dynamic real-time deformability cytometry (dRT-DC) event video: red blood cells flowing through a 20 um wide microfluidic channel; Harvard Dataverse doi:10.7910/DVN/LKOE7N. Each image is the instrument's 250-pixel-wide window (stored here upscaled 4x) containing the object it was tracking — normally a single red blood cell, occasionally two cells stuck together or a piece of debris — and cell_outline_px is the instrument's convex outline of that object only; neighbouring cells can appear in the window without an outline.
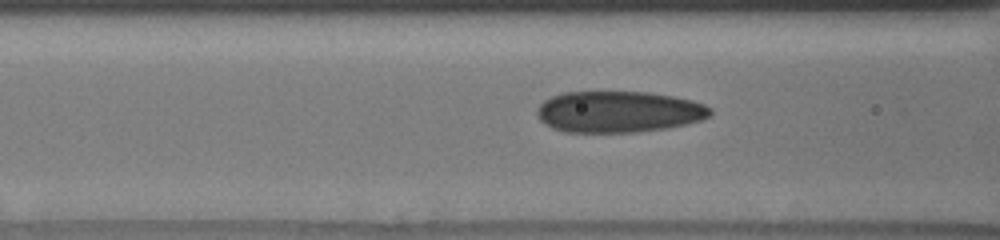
{"species": "human", "species_latin": "Homo sapiens", "temperature_condition": "cold", "stored_images_in_passage": 44, "camera_frame_rate_fps": 3000, "um_per_image_px": 0.085, "donor": {"sex": "male"}, "frame": {"image": 1, "passage_image": 19, "time_ms": 6.0, "image_size_px": [1000, 240], "cell_outline_px": [[712, 116], [688, 124], [668, 128], [636, 132], [564, 132], [552, 128], [544, 124], [540, 120], [536, 112], [536, 108], [544, 100], [552, 96], [564, 92], [648, 92], [672, 96], [692, 100], [704, 104], [712, 108]], "centroid_in_image_um": [52.59, 9.5], "position_along_channel_um": 114.0, "area_um2": 42.08}}
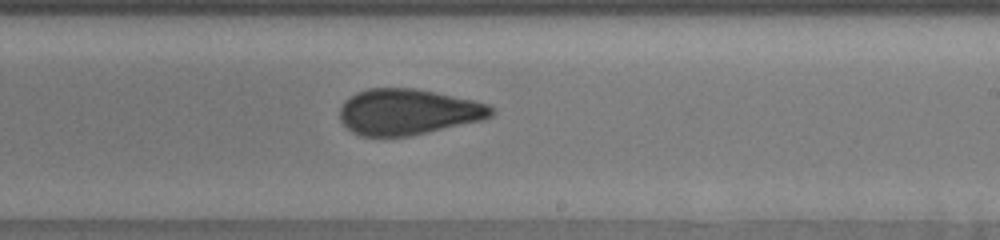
{"frame": {"image": 2, "passage_image": 30, "time_ms": 9.667, "image_size_px": [1000, 240], "cell_outline_px": [[496, 112], [492, 116], [484, 120], [412, 136], [360, 136], [352, 132], [340, 120], [340, 108], [344, 100], [348, 96], [356, 92], [368, 88], [416, 88], [436, 92], [472, 100], [488, 104], [496, 108]], "centroid_in_image_um": [34.7, 9.51], "position_along_channel_um": 254.3, "area_um2": 40.98}}
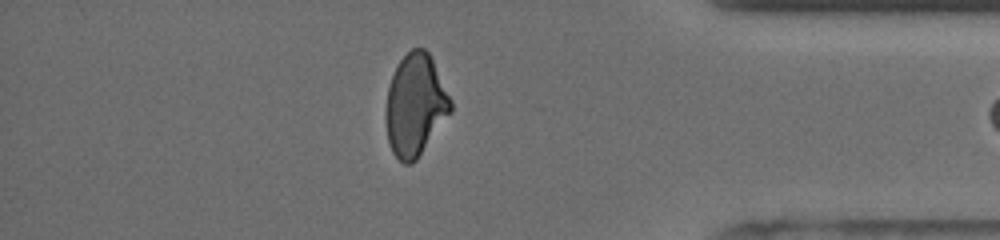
{"frame": {"image": 3, "passage_image": 43, "time_ms": 14.0, "image_size_px": [1000, 240], "cell_outline_px": [[452, 112], [416, 160], [412, 164], [404, 164], [392, 152], [388, 140], [384, 120], [384, 112], [388, 88], [392, 76], [400, 60], [412, 48], [424, 48], [428, 52], [452, 100]], "centroid_in_image_um": [35.29, 8.96], "position_along_channel_um": 399.9, "area_um2": 38.55}}